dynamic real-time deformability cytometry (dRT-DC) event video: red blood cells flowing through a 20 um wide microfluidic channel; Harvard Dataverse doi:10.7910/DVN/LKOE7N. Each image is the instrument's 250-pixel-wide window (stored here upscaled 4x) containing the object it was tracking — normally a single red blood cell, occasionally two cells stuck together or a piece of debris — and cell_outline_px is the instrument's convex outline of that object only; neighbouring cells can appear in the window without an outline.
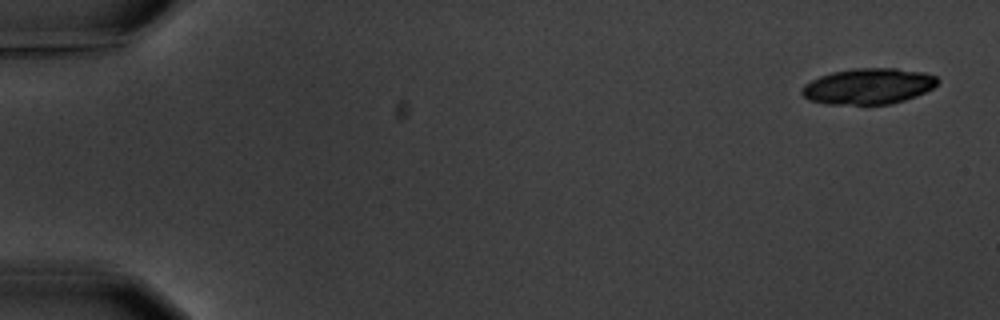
{"species": "common noctule bat (a hibernating species)", "species_latin": "Nyctalus noctula", "temperature_condition": "warm", "stored_images_in_passage": 6, "camera_frame_rate_fps": 3000, "um_per_image_px": 0.085, "animal": {"sex": "male", "body_mass_g": 20.1, "forearm_length_mm": 53.5}, "frame": {"image": 1, "passage_image": 1, "time_ms": 0.0, "image_size_px": [1000, 320], "cell_outline_px": [[940, 80], [932, 88], [916, 96], [892, 104], [824, 104], [808, 100], [800, 92], [800, 88], [804, 84], [820, 76], [832, 72], [852, 68], [896, 68], [924, 72], [936, 76]], "centroid_in_image_um": [73.79, 7.33], "position_along_channel_um": 11.2, "area_um2": 28.55}}
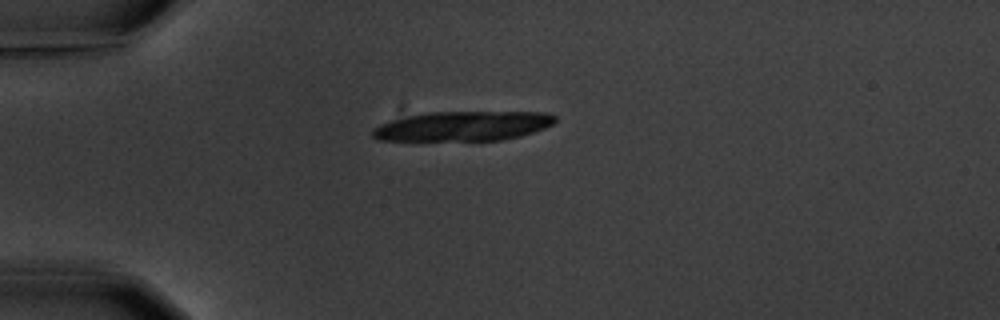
{"frame": {"image": 2, "passage_image": 4, "time_ms": 4.333, "image_size_px": [1000, 320], "cell_outline_px": [[556, 120], [552, 124], [544, 128], [520, 136], [504, 140], [376, 140], [372, 136], [372, 128], [380, 124], [392, 120], [424, 112], [548, 112], [556, 116]], "centroid_in_image_um": [39.35, 10.71], "position_along_channel_um": 45.6, "area_um2": 31.5}}